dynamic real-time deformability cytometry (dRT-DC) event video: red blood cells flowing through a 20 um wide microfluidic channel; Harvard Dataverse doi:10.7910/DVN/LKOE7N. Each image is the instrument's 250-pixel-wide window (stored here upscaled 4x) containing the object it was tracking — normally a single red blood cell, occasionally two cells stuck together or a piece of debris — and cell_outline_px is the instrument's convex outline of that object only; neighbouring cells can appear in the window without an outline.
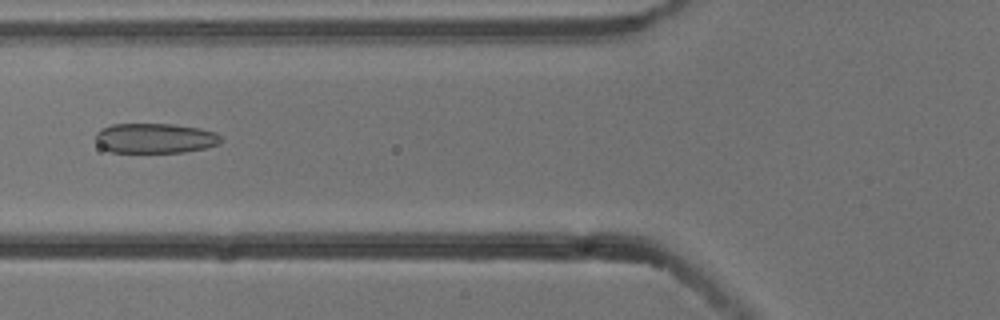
{"species": "common noctule bat (a hibernating species)", "species_latin": "Nyctalus noctula", "temperature_condition": "cold", "stored_images_in_passage": 5, "camera_frame_rate_fps": 3000, "um_per_image_px": 0.085, "animal": {"sex": "male", "body_mass_g": 13.3}, "frame": {"image": 1, "passage_image": 5, "time_ms": 1.333, "image_size_px": [1000, 320], "cell_outline_px": [[220, 144], [204, 148], [184, 152], [108, 152], [100, 148], [96, 140], [96, 132], [100, 128], [112, 124], [172, 124], [200, 128], [216, 132], [220, 136]], "centroid_in_image_um": [13.14, 11.75], "position_along_channel_um": 112.7, "area_um2": 22.02}}